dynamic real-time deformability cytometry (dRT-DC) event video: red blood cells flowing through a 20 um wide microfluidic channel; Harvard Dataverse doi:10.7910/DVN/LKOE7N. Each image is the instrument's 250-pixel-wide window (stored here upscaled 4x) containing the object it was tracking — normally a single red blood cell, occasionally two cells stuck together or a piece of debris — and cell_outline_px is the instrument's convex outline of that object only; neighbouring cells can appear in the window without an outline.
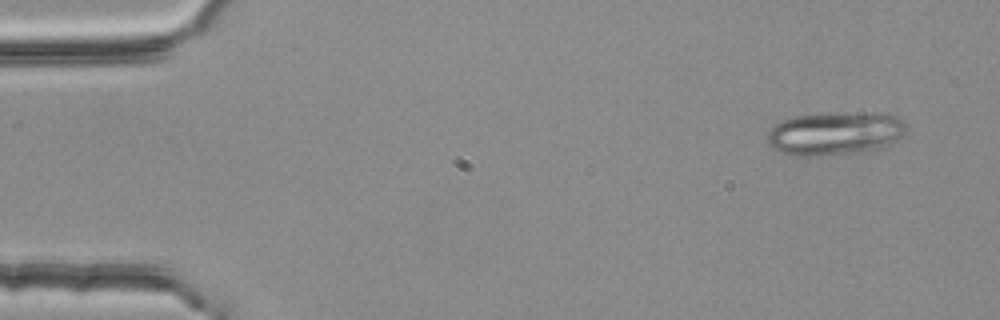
{"species": "common noctule bat (a hibernating species)", "species_latin": "Nyctalus noctula", "temperature_condition": "room temperature", "stored_images_in_passage": 3, "camera_frame_rate_fps": 3000, "um_per_image_px": 0.085, "animal": {"sex": "female", "body_mass_g": 25.1}, "frame": {"image": 1, "passage_image": 1, "time_ms": 0.0, "image_size_px": [1000, 320], "cell_outline_px": [[904, 132], [900, 136], [888, 144], [872, 152], [808, 156], [796, 156], [780, 152], [772, 148], [768, 144], [768, 132], [780, 120], [792, 116], [824, 112], [888, 112], [900, 116], [904, 120]], "centroid_in_image_um": [70.99, 11.31], "position_along_channel_um": 14.0, "area_um2": 35.95}}